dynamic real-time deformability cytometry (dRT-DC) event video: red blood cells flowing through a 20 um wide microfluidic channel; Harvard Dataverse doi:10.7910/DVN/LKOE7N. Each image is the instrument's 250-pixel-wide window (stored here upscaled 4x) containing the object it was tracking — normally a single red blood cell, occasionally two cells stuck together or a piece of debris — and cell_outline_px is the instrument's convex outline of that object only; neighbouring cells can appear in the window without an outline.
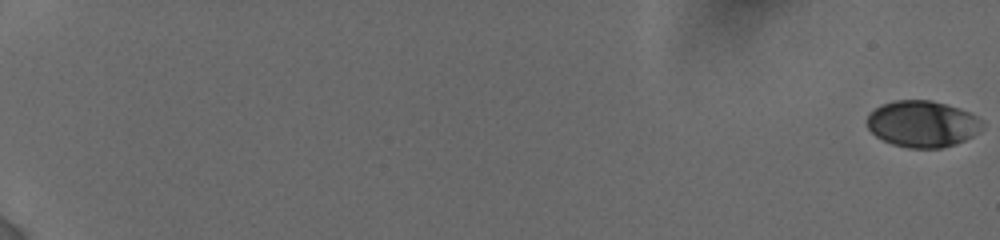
{"species": "human", "species_latin": "Homo sapiens", "temperature_condition": "cold", "stored_images_in_passage": 58, "camera_frame_rate_fps": 3000, "um_per_image_px": 0.085, "donor": {"sex": "female"}, "frame": {"image": 1, "passage_image": 1, "time_ms": 0.0, "image_size_px": [1000, 240], "cell_outline_px": [[984, 124], [972, 136], [956, 144], [940, 148], [908, 148], [892, 144], [876, 136], [868, 128], [868, 116], [880, 104], [896, 100], [928, 100], [960, 108], [984, 120]], "centroid_in_image_um": [78.41, 10.53], "position_along_channel_um": 6.6, "area_um2": 30.98}}
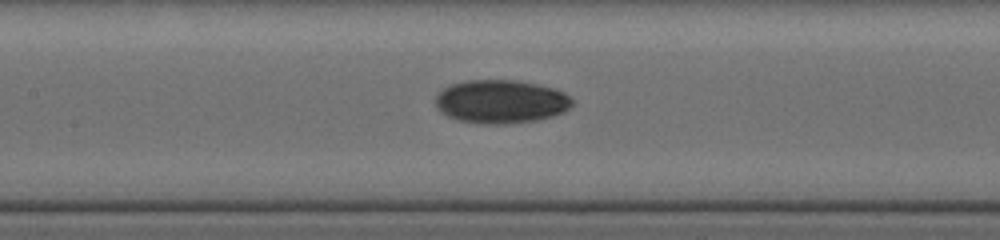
{"frame": {"image": 2, "passage_image": 32, "time_ms": 10.333, "image_size_px": [1000, 240], "cell_outline_px": [[572, 104], [564, 112], [552, 116], [536, 120], [508, 124], [480, 124], [456, 120], [440, 112], [436, 108], [436, 96], [444, 88], [452, 84], [464, 80], [520, 80], [552, 88], [564, 92], [572, 100]], "centroid_in_image_um": [42.55, 8.64], "position_along_channel_um": 164.9, "area_um2": 34.74}}
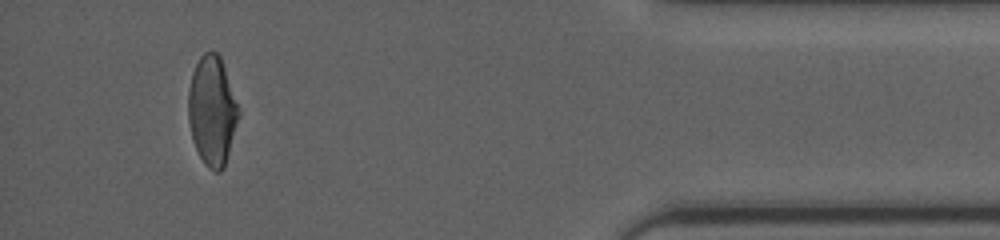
{"frame": {"image": 3, "passage_image": 55, "time_ms": 18.0, "image_size_px": [1000, 240], "cell_outline_px": [[240, 112], [224, 168], [220, 172], [216, 172], [208, 168], [204, 164], [196, 148], [192, 136], [188, 120], [188, 92], [192, 72], [200, 56], [204, 52], [216, 52], [220, 56], [240, 104]], "centroid_in_image_um": [18.05, 9.39], "position_along_channel_um": 417.2, "area_um2": 32.25}, "authors_computed_cell_mechanics": {"area_um2": 32.4258, "velocity_mm_per_s": 3.8568, "shape_relaxation_time_tau1_ms": 4.4751, "shape_relaxation_time_tau2_ms": 3.5634, "deformation_change_tau1": 0.1512, "deformation_change_tau2": 0.054}}